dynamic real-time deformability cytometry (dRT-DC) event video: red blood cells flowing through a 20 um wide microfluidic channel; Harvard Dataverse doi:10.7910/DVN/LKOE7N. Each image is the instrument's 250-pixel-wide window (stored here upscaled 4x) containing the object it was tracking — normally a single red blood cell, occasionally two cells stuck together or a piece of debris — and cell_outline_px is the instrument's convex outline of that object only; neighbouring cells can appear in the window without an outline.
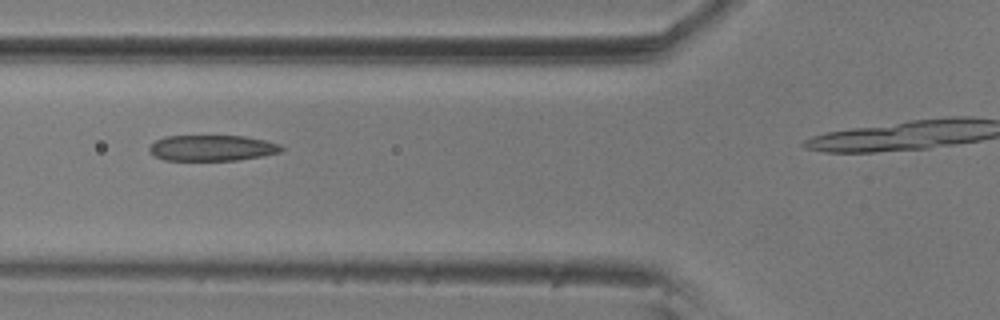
{"species": "common noctule bat (a hibernating species)", "species_latin": "Nyctalus noctula", "temperature_condition": "room temperature", "stored_images_in_passage": 7, "camera_frame_rate_fps": 3000, "um_per_image_px": 0.085, "animal": {"sex": "male", "body_mass_g": 20.5, "forearm_length_mm": 52.5}, "frame": {"image": 1, "passage_image": 6, "time_ms": 1.667, "image_size_px": [1000, 320], "cell_outline_px": [[284, 148], [280, 152], [264, 156], [236, 160], [164, 160], [152, 156], [148, 152], [148, 148], [156, 140], [164, 136], [244, 136], [264, 140], [280, 144]], "centroid_in_image_um": [17.99, 12.58], "position_along_channel_um": 107.8, "area_um2": 20.0}}